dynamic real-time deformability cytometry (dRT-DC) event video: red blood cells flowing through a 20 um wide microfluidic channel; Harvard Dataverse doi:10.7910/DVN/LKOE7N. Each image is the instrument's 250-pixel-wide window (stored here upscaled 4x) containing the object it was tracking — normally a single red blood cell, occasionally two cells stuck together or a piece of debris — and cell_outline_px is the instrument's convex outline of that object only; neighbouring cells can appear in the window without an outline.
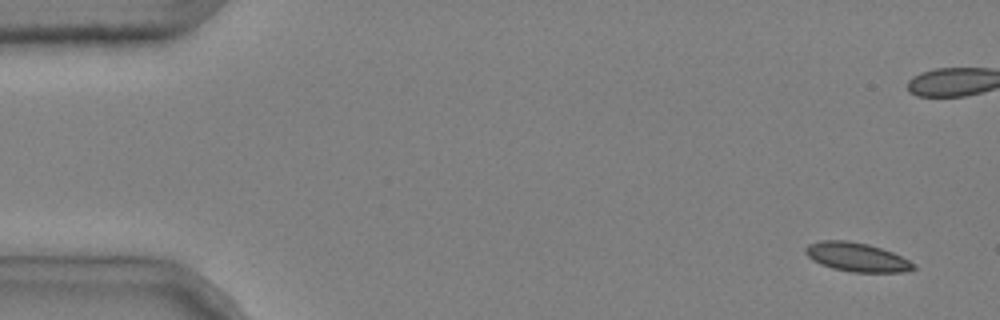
{"species": "common noctule bat (a hibernating species)", "species_latin": "Nyctalus noctula", "temperature_condition": "cold", "stored_images_in_passage": 10, "segment_of_instrument_passage": [1, 2], "camera_frame_rate_fps": 3000, "um_per_image_px": 0.085, "animal": {"sex": "male", "body_mass_g": 20.4}, "frame": {"image": 1, "passage_image": 1, "time_ms": 0.0, "image_size_px": [1000, 320], "cell_outline_px": [[916, 268], [904, 272], [852, 272], [832, 268], [820, 264], [812, 260], [804, 252], [804, 248], [808, 244], [820, 240], [848, 240], [868, 244], [892, 252], [916, 264]], "centroid_in_image_um": [72.8, 21.85], "position_along_channel_um": 12.2, "area_um2": 18.26}}
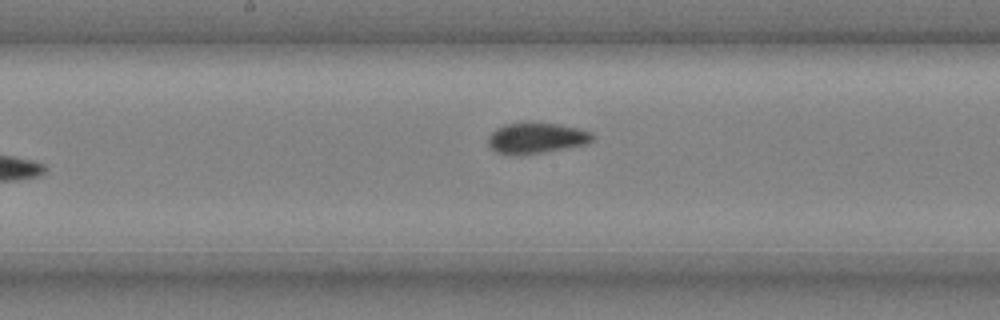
{"frame": {"image": 2, "passage_image": 9, "time_ms": 2.667, "image_size_px": [1000, 320], "cell_outline_px": [[596, 136], [588, 144], [544, 152], [516, 156], [508, 156], [496, 152], [488, 144], [488, 136], [496, 128], [504, 124], [528, 120], [532, 120], [580, 128], [592, 132]], "centroid_in_image_um": [45.58, 11.71], "position_along_channel_um": 202.6, "area_um2": 19.54}}